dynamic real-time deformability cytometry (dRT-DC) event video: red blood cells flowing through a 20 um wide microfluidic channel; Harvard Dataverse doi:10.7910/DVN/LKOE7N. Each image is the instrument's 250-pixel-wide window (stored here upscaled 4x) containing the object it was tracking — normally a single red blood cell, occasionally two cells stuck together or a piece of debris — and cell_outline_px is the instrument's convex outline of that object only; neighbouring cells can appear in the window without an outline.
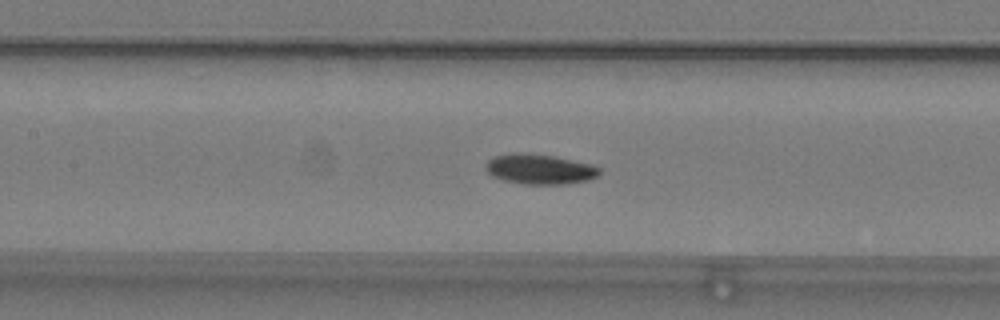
{"species": "common noctule bat (a hibernating species)", "species_latin": "Nyctalus noctula", "temperature_condition": "warm", "stored_images_in_passage": 41, "camera_frame_rate_fps": 3000, "um_per_image_px": 0.085, "animal": {"sex": "male", "body_mass_g": 19.2, "forearm_length_mm": 51.8}, "frame": {"image": 1, "passage_image": 17, "time_ms": 5.333, "image_size_px": [1000, 320], "cell_outline_px": [[600, 172], [596, 176], [588, 180], [564, 184], [520, 184], [504, 180], [492, 176], [484, 168], [484, 164], [492, 156], [512, 152], [520, 152], [556, 156], [592, 164], [600, 168]], "centroid_in_image_um": [45.83, 14.36], "position_along_channel_um": 161.6, "area_um2": 20.23}}
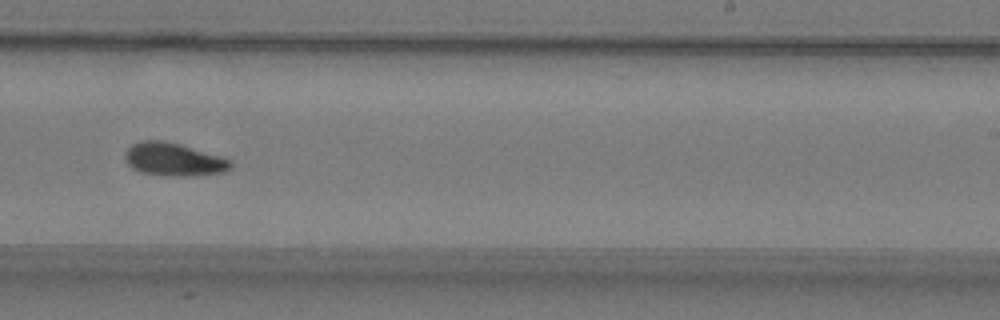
{"frame": {"image": 2, "passage_image": 26, "time_ms": 8.333, "image_size_px": [1000, 320], "cell_outline_px": [[232, 168], [224, 172], [184, 176], [164, 176], [140, 172], [132, 168], [128, 164], [124, 156], [124, 152], [132, 144], [140, 140], [164, 140], [180, 144], [220, 156], [232, 160]], "centroid_in_image_um": [14.74, 13.55], "position_along_channel_um": 274.3, "area_um2": 20.46}}
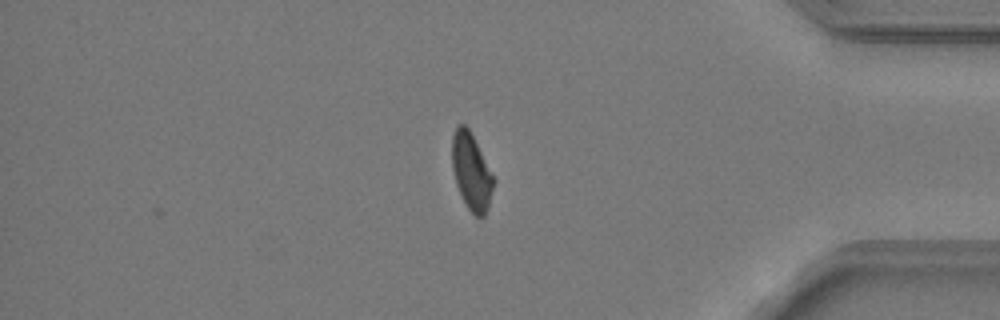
{"frame": {"image": 3, "passage_image": 38, "time_ms": 12.333, "image_size_px": [1000, 320], "cell_outline_px": [[496, 180], [488, 208], [484, 216], [476, 216], [468, 208], [456, 184], [452, 168], [452, 136], [456, 124], [464, 124], [468, 128]], "centroid_in_image_um": [40.07, 14.58], "position_along_channel_um": 395.1, "area_um2": 18.44}, "authors_computed_cell_mechanics": {"area_um2": 19.3052, "velocity_mm_per_s": 3.7653, "shape_relaxation_time_tau1_ms": 6.1875, "shape_relaxation_time_tau2_ms": null, "deformation_change_tau1": 0.1489, "deformation_change_tau2": null}}